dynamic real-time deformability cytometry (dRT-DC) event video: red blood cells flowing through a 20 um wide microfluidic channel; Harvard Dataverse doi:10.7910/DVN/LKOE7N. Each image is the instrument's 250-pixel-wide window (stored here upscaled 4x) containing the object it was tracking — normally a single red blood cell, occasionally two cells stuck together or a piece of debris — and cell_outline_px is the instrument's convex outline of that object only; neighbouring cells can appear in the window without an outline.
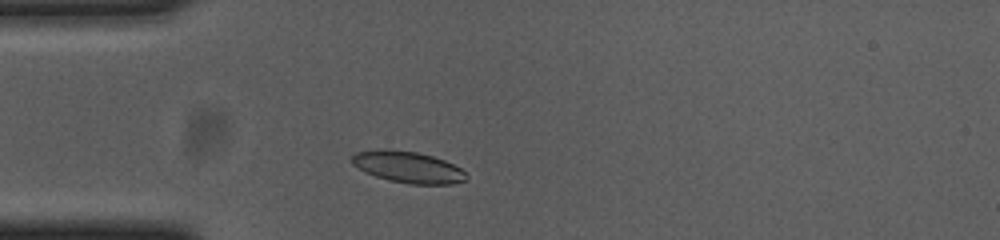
{"species": "common noctule bat (a hibernating species)", "species_latin": "Nyctalus noctula", "temperature_condition": "cold", "stored_images_in_passage": 34, "camera_frame_rate_fps": 3000, "um_per_image_px": 0.085, "animal": {"sex": "female", "body_mass_g": 23.0, "forearm_length_mm": 53.4}, "frame": {"image": 1, "passage_image": 3, "time_ms": 0.667, "image_size_px": [1000, 240], "cell_outline_px": [[468, 180], [452, 184], [412, 184], [392, 180], [376, 176], [352, 164], [352, 156], [356, 152], [384, 148], [416, 152], [432, 156], [444, 160], [460, 168], [468, 176]], "centroid_in_image_um": [34.71, 14.19], "position_along_channel_um": 50.3, "area_um2": 20.69}}
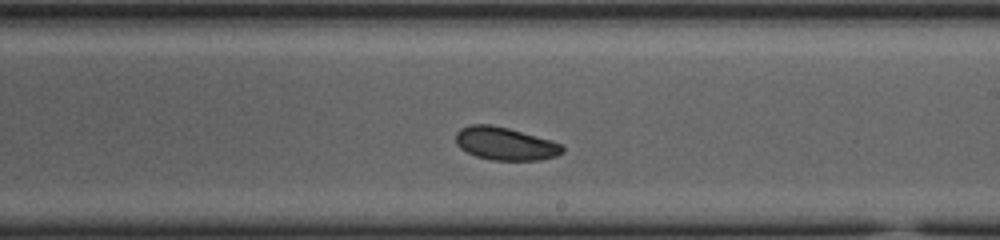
{"frame": {"image": 2, "passage_image": 20, "time_ms": 6.333, "image_size_px": [1000, 240], "cell_outline_px": [[564, 152], [556, 156], [540, 160], [492, 160], [476, 156], [460, 148], [456, 144], [456, 132], [460, 128], [468, 124], [492, 124], [508, 128], [548, 140], [560, 144], [564, 148]], "centroid_in_image_um": [42.9, 12.21], "position_along_channel_um": 246.1, "area_um2": 20.35}}
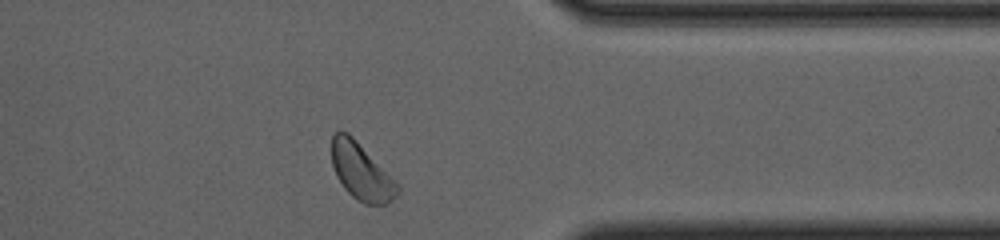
{"frame": {"image": 3, "passage_image": 32, "time_ms": 10.333, "image_size_px": [1000, 240], "cell_outline_px": [[400, 192], [392, 200], [384, 204], [364, 204], [356, 200], [344, 188], [336, 176], [332, 164], [332, 136], [340, 128], [348, 132], [352, 136], [400, 188]], "centroid_in_image_um": [30.65, 14.59], "position_along_channel_um": 380.7, "area_um2": 21.21}, "authors_computed_cell_mechanics": {"area_um2": 20.7502, "velocity_mm_per_s": 3.6508, "shape_relaxation_time_tau1_ms": 1.3717, "shape_relaxation_time_tau2_ms": null, "deformation_change_tau1": 0.0667, "deformation_change_tau2": null}}